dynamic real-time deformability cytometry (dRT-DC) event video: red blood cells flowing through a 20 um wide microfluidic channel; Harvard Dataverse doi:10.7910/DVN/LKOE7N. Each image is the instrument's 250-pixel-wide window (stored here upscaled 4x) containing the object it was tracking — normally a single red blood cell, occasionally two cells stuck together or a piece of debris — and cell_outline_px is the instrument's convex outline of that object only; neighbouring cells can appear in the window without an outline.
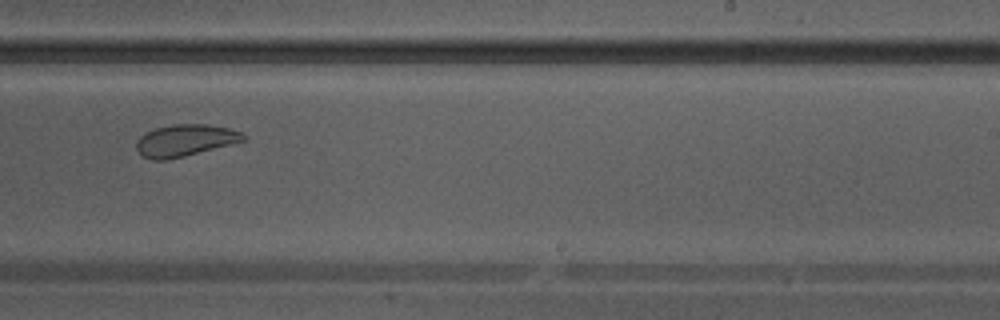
{"species": "Egyptian fruit bat (a non-hibernating species)", "species_latin": "Rousettus aegyptiacus", "temperature_condition": "warm", "stored_images_in_passage": 30, "camera_frame_rate_fps": 3000, "um_per_image_px": 0.085, "animal": {"sex": "male"}, "frame": {"image": 1, "passage_image": 18, "time_ms": 5.667, "image_size_px": [1000, 320], "cell_outline_px": [[248, 140], [184, 156], [164, 160], [152, 160], [144, 156], [136, 148], [136, 140], [140, 136], [156, 128], [172, 124], [204, 124], [228, 128], [240, 132], [248, 136]], "centroid_in_image_um": [15.76, 11.93], "position_along_channel_um": 273.2, "area_um2": 19.71}}